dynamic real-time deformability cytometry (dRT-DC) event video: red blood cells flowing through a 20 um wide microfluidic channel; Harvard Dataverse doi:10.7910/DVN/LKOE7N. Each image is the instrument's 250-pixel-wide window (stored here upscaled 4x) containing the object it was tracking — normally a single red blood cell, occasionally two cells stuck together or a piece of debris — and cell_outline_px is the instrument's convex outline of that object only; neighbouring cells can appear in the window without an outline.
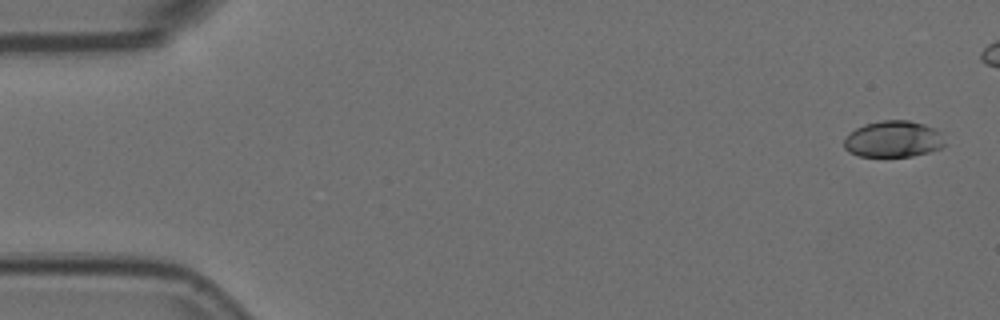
{"species": "Egyptian fruit bat (a non-hibernating species)", "species_latin": "Rousettus aegyptiacus", "temperature_condition": "room temperature", "stored_images_in_passage": 5, "camera_frame_rate_fps": 3000, "um_per_image_px": 0.085, "animal": {"sex": "female"}, "frame": {"image": 1, "passage_image": 1, "time_ms": 0.0, "image_size_px": [1000, 320], "cell_outline_px": [[944, 144], [940, 148], [928, 152], [912, 156], [860, 156], [848, 152], [844, 148], [844, 140], [856, 128], [864, 124], [884, 120], [908, 120], [924, 124], [936, 128], [940, 132]], "centroid_in_image_um": [75.93, 11.82], "position_along_channel_um": 9.1, "area_um2": 21.21}}